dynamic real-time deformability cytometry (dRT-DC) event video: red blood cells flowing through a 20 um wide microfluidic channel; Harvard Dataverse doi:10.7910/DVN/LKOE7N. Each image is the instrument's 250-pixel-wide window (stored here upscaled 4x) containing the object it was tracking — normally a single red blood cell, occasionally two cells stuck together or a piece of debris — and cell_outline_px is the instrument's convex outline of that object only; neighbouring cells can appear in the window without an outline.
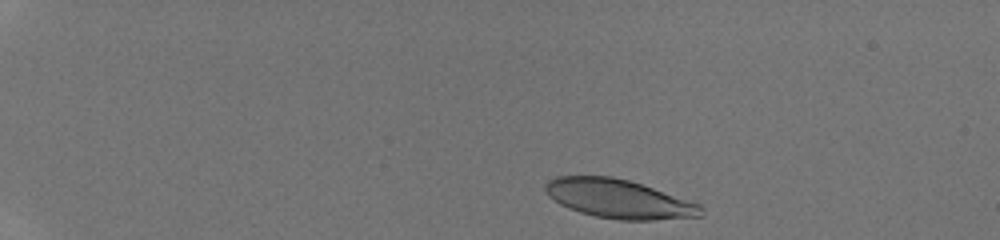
{"species": "human", "species_latin": "Homo sapiens", "temperature_condition": "room temperature", "stored_images_in_passage": 38, "camera_frame_rate_fps": 3000, "um_per_image_px": 0.085, "donor": {"sex": "male"}, "frame": {"image": 1, "passage_image": 2, "time_ms": 0.333, "image_size_px": [1000, 240], "cell_outline_px": [[704, 216], [652, 220], [620, 220], [596, 216], [580, 212], [568, 208], [560, 204], [548, 196], [544, 188], [544, 184], [548, 180], [556, 176], [612, 176], [628, 180], [700, 204], [704, 208]], "centroid_in_image_um": [52.58, 16.9], "position_along_channel_um": 32.4, "area_um2": 35.14}}
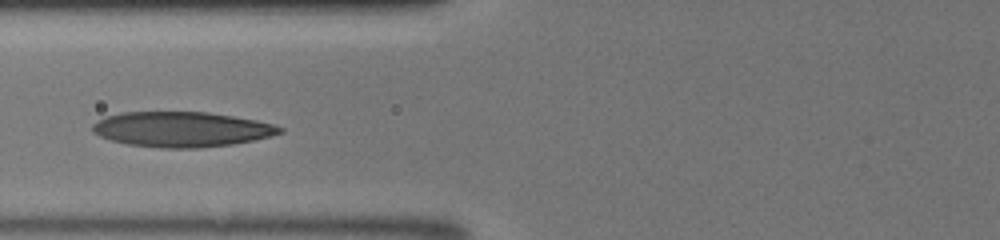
{"frame": {"image": 2, "passage_image": 14, "time_ms": 4.333, "image_size_px": [1000, 240], "cell_outline_px": [[284, 132], [272, 136], [232, 144], [200, 148], [160, 148], [128, 144], [112, 140], [100, 136], [92, 132], [92, 124], [96, 120], [104, 116], [124, 112], [208, 112], [256, 120], [272, 124], [284, 128]], "centroid_in_image_um": [15.42, 10.99], "position_along_channel_um": 110.4, "area_um2": 38.44}}
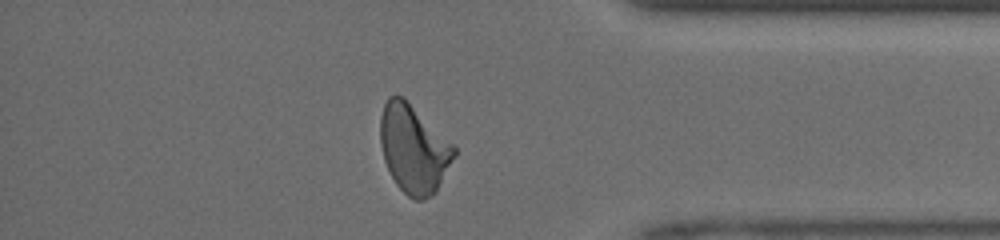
{"frame": {"image": 3, "passage_image": 33, "time_ms": 10.667, "image_size_px": [1000, 240], "cell_outline_px": [[456, 156], [436, 192], [432, 196], [424, 200], [416, 200], [408, 196], [396, 184], [384, 160], [380, 144], [380, 116], [384, 104], [388, 96], [404, 96], [456, 148]], "centroid_in_image_um": [35.16, 12.66], "position_along_channel_um": 400.0, "area_um2": 37.97}}